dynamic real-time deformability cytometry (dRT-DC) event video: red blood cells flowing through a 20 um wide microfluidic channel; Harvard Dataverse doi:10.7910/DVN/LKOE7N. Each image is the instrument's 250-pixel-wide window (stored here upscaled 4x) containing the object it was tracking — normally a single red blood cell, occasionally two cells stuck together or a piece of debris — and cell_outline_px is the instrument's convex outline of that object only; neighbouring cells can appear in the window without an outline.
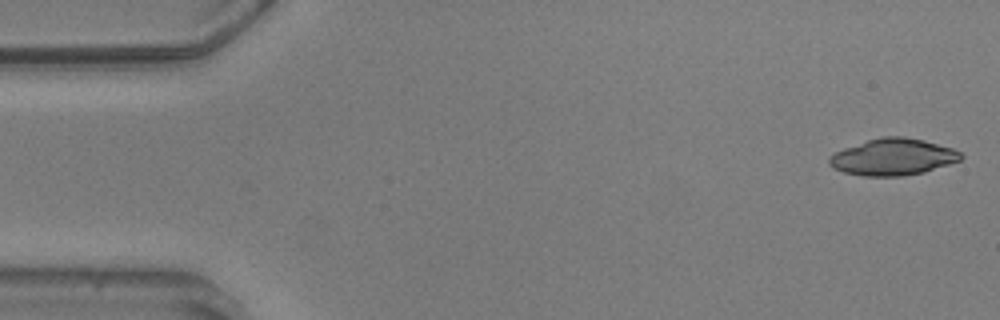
{"species": "common noctule bat (a hibernating species)", "species_latin": "Nyctalus noctula", "temperature_condition": "warm", "stored_images_in_passage": 7, "camera_frame_rate_fps": 3000, "um_per_image_px": 0.085, "animal": {"sex": "male", "body_mass_g": 20.5, "forearm_length_mm": 52.5}, "frame": {"image": 1, "passage_image": 1, "time_ms": 0.0, "image_size_px": [1000, 320], "cell_outline_px": [[964, 156], [960, 160], [924, 172], [904, 176], [864, 176], [844, 172], [832, 168], [828, 164], [828, 160], [836, 152], [844, 148], [880, 136], [904, 136], [924, 140], [952, 148], [960, 152]], "centroid_in_image_um": [75.9, 13.34], "position_along_channel_um": 9.1, "area_um2": 28.03}}